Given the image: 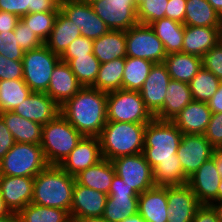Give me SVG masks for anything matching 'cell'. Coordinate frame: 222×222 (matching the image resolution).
<instances>
[{
  "label": "cell",
  "instance_id": "obj_20",
  "mask_svg": "<svg viewBox=\"0 0 222 222\" xmlns=\"http://www.w3.org/2000/svg\"><path fill=\"white\" fill-rule=\"evenodd\" d=\"M70 217H102L108 195L75 182Z\"/></svg>",
  "mask_w": 222,
  "mask_h": 222
},
{
  "label": "cell",
  "instance_id": "obj_23",
  "mask_svg": "<svg viewBox=\"0 0 222 222\" xmlns=\"http://www.w3.org/2000/svg\"><path fill=\"white\" fill-rule=\"evenodd\" d=\"M212 111L205 102L192 101L171 121L183 134H204Z\"/></svg>",
  "mask_w": 222,
  "mask_h": 222
},
{
  "label": "cell",
  "instance_id": "obj_12",
  "mask_svg": "<svg viewBox=\"0 0 222 222\" xmlns=\"http://www.w3.org/2000/svg\"><path fill=\"white\" fill-rule=\"evenodd\" d=\"M60 11L80 29L83 37L95 40L110 30L89 3L81 0H62Z\"/></svg>",
  "mask_w": 222,
  "mask_h": 222
},
{
  "label": "cell",
  "instance_id": "obj_16",
  "mask_svg": "<svg viewBox=\"0 0 222 222\" xmlns=\"http://www.w3.org/2000/svg\"><path fill=\"white\" fill-rule=\"evenodd\" d=\"M168 222H192L201 205L188 184L167 186Z\"/></svg>",
  "mask_w": 222,
  "mask_h": 222
},
{
  "label": "cell",
  "instance_id": "obj_55",
  "mask_svg": "<svg viewBox=\"0 0 222 222\" xmlns=\"http://www.w3.org/2000/svg\"><path fill=\"white\" fill-rule=\"evenodd\" d=\"M109 194H137L132 187L126 185L123 179L118 175H114L111 183Z\"/></svg>",
  "mask_w": 222,
  "mask_h": 222
},
{
  "label": "cell",
  "instance_id": "obj_45",
  "mask_svg": "<svg viewBox=\"0 0 222 222\" xmlns=\"http://www.w3.org/2000/svg\"><path fill=\"white\" fill-rule=\"evenodd\" d=\"M93 41L94 40L90 38L79 36L71 42L65 52L60 56V59L68 62L70 59L77 58L78 56L92 54Z\"/></svg>",
  "mask_w": 222,
  "mask_h": 222
},
{
  "label": "cell",
  "instance_id": "obj_66",
  "mask_svg": "<svg viewBox=\"0 0 222 222\" xmlns=\"http://www.w3.org/2000/svg\"><path fill=\"white\" fill-rule=\"evenodd\" d=\"M81 1L91 4V3H93V2H95L97 0H81Z\"/></svg>",
  "mask_w": 222,
  "mask_h": 222
},
{
  "label": "cell",
  "instance_id": "obj_6",
  "mask_svg": "<svg viewBox=\"0 0 222 222\" xmlns=\"http://www.w3.org/2000/svg\"><path fill=\"white\" fill-rule=\"evenodd\" d=\"M47 166L40 144L16 142L0 160V175L35 177Z\"/></svg>",
  "mask_w": 222,
  "mask_h": 222
},
{
  "label": "cell",
  "instance_id": "obj_7",
  "mask_svg": "<svg viewBox=\"0 0 222 222\" xmlns=\"http://www.w3.org/2000/svg\"><path fill=\"white\" fill-rule=\"evenodd\" d=\"M106 107L107 121L148 123L154 118L139 91L119 89L107 92Z\"/></svg>",
  "mask_w": 222,
  "mask_h": 222
},
{
  "label": "cell",
  "instance_id": "obj_11",
  "mask_svg": "<svg viewBox=\"0 0 222 222\" xmlns=\"http://www.w3.org/2000/svg\"><path fill=\"white\" fill-rule=\"evenodd\" d=\"M91 6L110 30L126 31L138 24L133 0H97Z\"/></svg>",
  "mask_w": 222,
  "mask_h": 222
},
{
  "label": "cell",
  "instance_id": "obj_49",
  "mask_svg": "<svg viewBox=\"0 0 222 222\" xmlns=\"http://www.w3.org/2000/svg\"><path fill=\"white\" fill-rule=\"evenodd\" d=\"M32 0H0V10L13 13L19 18L31 13Z\"/></svg>",
  "mask_w": 222,
  "mask_h": 222
},
{
  "label": "cell",
  "instance_id": "obj_41",
  "mask_svg": "<svg viewBox=\"0 0 222 222\" xmlns=\"http://www.w3.org/2000/svg\"><path fill=\"white\" fill-rule=\"evenodd\" d=\"M57 13H29L20 19L45 43L51 34Z\"/></svg>",
  "mask_w": 222,
  "mask_h": 222
},
{
  "label": "cell",
  "instance_id": "obj_53",
  "mask_svg": "<svg viewBox=\"0 0 222 222\" xmlns=\"http://www.w3.org/2000/svg\"><path fill=\"white\" fill-rule=\"evenodd\" d=\"M192 222H219V220L212 205L201 204L197 208Z\"/></svg>",
  "mask_w": 222,
  "mask_h": 222
},
{
  "label": "cell",
  "instance_id": "obj_65",
  "mask_svg": "<svg viewBox=\"0 0 222 222\" xmlns=\"http://www.w3.org/2000/svg\"><path fill=\"white\" fill-rule=\"evenodd\" d=\"M136 7H138L139 5H141L145 0H133Z\"/></svg>",
  "mask_w": 222,
  "mask_h": 222
},
{
  "label": "cell",
  "instance_id": "obj_29",
  "mask_svg": "<svg viewBox=\"0 0 222 222\" xmlns=\"http://www.w3.org/2000/svg\"><path fill=\"white\" fill-rule=\"evenodd\" d=\"M173 80L188 83L202 68V57L178 52L168 54L163 62Z\"/></svg>",
  "mask_w": 222,
  "mask_h": 222
},
{
  "label": "cell",
  "instance_id": "obj_43",
  "mask_svg": "<svg viewBox=\"0 0 222 222\" xmlns=\"http://www.w3.org/2000/svg\"><path fill=\"white\" fill-rule=\"evenodd\" d=\"M0 54L10 60L22 61L24 51L13 31L0 32Z\"/></svg>",
  "mask_w": 222,
  "mask_h": 222
},
{
  "label": "cell",
  "instance_id": "obj_4",
  "mask_svg": "<svg viewBox=\"0 0 222 222\" xmlns=\"http://www.w3.org/2000/svg\"><path fill=\"white\" fill-rule=\"evenodd\" d=\"M182 135L170 120L153 118L146 124L142 153L152 169L160 162L179 161L176 152Z\"/></svg>",
  "mask_w": 222,
  "mask_h": 222
},
{
  "label": "cell",
  "instance_id": "obj_31",
  "mask_svg": "<svg viewBox=\"0 0 222 222\" xmlns=\"http://www.w3.org/2000/svg\"><path fill=\"white\" fill-rule=\"evenodd\" d=\"M184 26V24L166 17L150 24L156 36L163 43L167 55L182 52Z\"/></svg>",
  "mask_w": 222,
  "mask_h": 222
},
{
  "label": "cell",
  "instance_id": "obj_15",
  "mask_svg": "<svg viewBox=\"0 0 222 222\" xmlns=\"http://www.w3.org/2000/svg\"><path fill=\"white\" fill-rule=\"evenodd\" d=\"M102 159L99 137L83 136L59 166L75 177L81 171L97 164Z\"/></svg>",
  "mask_w": 222,
  "mask_h": 222
},
{
  "label": "cell",
  "instance_id": "obj_18",
  "mask_svg": "<svg viewBox=\"0 0 222 222\" xmlns=\"http://www.w3.org/2000/svg\"><path fill=\"white\" fill-rule=\"evenodd\" d=\"M171 77L163 63L154 64L139 93L146 108L154 116L164 104Z\"/></svg>",
  "mask_w": 222,
  "mask_h": 222
},
{
  "label": "cell",
  "instance_id": "obj_9",
  "mask_svg": "<svg viewBox=\"0 0 222 222\" xmlns=\"http://www.w3.org/2000/svg\"><path fill=\"white\" fill-rule=\"evenodd\" d=\"M127 57L149 60L155 64L163 63L167 54L163 43L150 25L137 24L125 31Z\"/></svg>",
  "mask_w": 222,
  "mask_h": 222
},
{
  "label": "cell",
  "instance_id": "obj_48",
  "mask_svg": "<svg viewBox=\"0 0 222 222\" xmlns=\"http://www.w3.org/2000/svg\"><path fill=\"white\" fill-rule=\"evenodd\" d=\"M23 79L22 61L10 60L0 54V80Z\"/></svg>",
  "mask_w": 222,
  "mask_h": 222
},
{
  "label": "cell",
  "instance_id": "obj_58",
  "mask_svg": "<svg viewBox=\"0 0 222 222\" xmlns=\"http://www.w3.org/2000/svg\"><path fill=\"white\" fill-rule=\"evenodd\" d=\"M69 222H108L103 217H91V218H84V217H70Z\"/></svg>",
  "mask_w": 222,
  "mask_h": 222
},
{
  "label": "cell",
  "instance_id": "obj_54",
  "mask_svg": "<svg viewBox=\"0 0 222 222\" xmlns=\"http://www.w3.org/2000/svg\"><path fill=\"white\" fill-rule=\"evenodd\" d=\"M19 19L20 18L13 13L0 10V32L13 31Z\"/></svg>",
  "mask_w": 222,
  "mask_h": 222
},
{
  "label": "cell",
  "instance_id": "obj_2",
  "mask_svg": "<svg viewBox=\"0 0 222 222\" xmlns=\"http://www.w3.org/2000/svg\"><path fill=\"white\" fill-rule=\"evenodd\" d=\"M75 177L58 165H48L34 177L32 202L70 213Z\"/></svg>",
  "mask_w": 222,
  "mask_h": 222
},
{
  "label": "cell",
  "instance_id": "obj_13",
  "mask_svg": "<svg viewBox=\"0 0 222 222\" xmlns=\"http://www.w3.org/2000/svg\"><path fill=\"white\" fill-rule=\"evenodd\" d=\"M215 148L204 134H183L176 155L184 174L189 178L200 166L213 157Z\"/></svg>",
  "mask_w": 222,
  "mask_h": 222
},
{
  "label": "cell",
  "instance_id": "obj_51",
  "mask_svg": "<svg viewBox=\"0 0 222 222\" xmlns=\"http://www.w3.org/2000/svg\"><path fill=\"white\" fill-rule=\"evenodd\" d=\"M14 137L7 128L3 118L0 116V160L15 144Z\"/></svg>",
  "mask_w": 222,
  "mask_h": 222
},
{
  "label": "cell",
  "instance_id": "obj_59",
  "mask_svg": "<svg viewBox=\"0 0 222 222\" xmlns=\"http://www.w3.org/2000/svg\"><path fill=\"white\" fill-rule=\"evenodd\" d=\"M214 10L222 17V0H207Z\"/></svg>",
  "mask_w": 222,
  "mask_h": 222
},
{
  "label": "cell",
  "instance_id": "obj_28",
  "mask_svg": "<svg viewBox=\"0 0 222 222\" xmlns=\"http://www.w3.org/2000/svg\"><path fill=\"white\" fill-rule=\"evenodd\" d=\"M126 36L123 30H109L93 41V54L103 64L117 58H126Z\"/></svg>",
  "mask_w": 222,
  "mask_h": 222
},
{
  "label": "cell",
  "instance_id": "obj_34",
  "mask_svg": "<svg viewBox=\"0 0 222 222\" xmlns=\"http://www.w3.org/2000/svg\"><path fill=\"white\" fill-rule=\"evenodd\" d=\"M125 60L126 58H117L100 64L96 81L91 87L105 92L122 89Z\"/></svg>",
  "mask_w": 222,
  "mask_h": 222
},
{
  "label": "cell",
  "instance_id": "obj_40",
  "mask_svg": "<svg viewBox=\"0 0 222 222\" xmlns=\"http://www.w3.org/2000/svg\"><path fill=\"white\" fill-rule=\"evenodd\" d=\"M155 186H174L188 184L180 161L160 162L153 169Z\"/></svg>",
  "mask_w": 222,
  "mask_h": 222
},
{
  "label": "cell",
  "instance_id": "obj_8",
  "mask_svg": "<svg viewBox=\"0 0 222 222\" xmlns=\"http://www.w3.org/2000/svg\"><path fill=\"white\" fill-rule=\"evenodd\" d=\"M60 60V56L45 44L25 51L22 59L24 82L33 92H46L52 72Z\"/></svg>",
  "mask_w": 222,
  "mask_h": 222
},
{
  "label": "cell",
  "instance_id": "obj_27",
  "mask_svg": "<svg viewBox=\"0 0 222 222\" xmlns=\"http://www.w3.org/2000/svg\"><path fill=\"white\" fill-rule=\"evenodd\" d=\"M7 128L14 137L15 142L40 144L42 140L43 125L28 120L13 111L1 112Z\"/></svg>",
  "mask_w": 222,
  "mask_h": 222
},
{
  "label": "cell",
  "instance_id": "obj_63",
  "mask_svg": "<svg viewBox=\"0 0 222 222\" xmlns=\"http://www.w3.org/2000/svg\"><path fill=\"white\" fill-rule=\"evenodd\" d=\"M10 213V210L5 205L4 199L0 195V218L5 217Z\"/></svg>",
  "mask_w": 222,
  "mask_h": 222
},
{
  "label": "cell",
  "instance_id": "obj_1",
  "mask_svg": "<svg viewBox=\"0 0 222 222\" xmlns=\"http://www.w3.org/2000/svg\"><path fill=\"white\" fill-rule=\"evenodd\" d=\"M107 92L82 87L60 106V114L83 136L99 137L107 123Z\"/></svg>",
  "mask_w": 222,
  "mask_h": 222
},
{
  "label": "cell",
  "instance_id": "obj_47",
  "mask_svg": "<svg viewBox=\"0 0 222 222\" xmlns=\"http://www.w3.org/2000/svg\"><path fill=\"white\" fill-rule=\"evenodd\" d=\"M204 136L215 149H222V112L212 113Z\"/></svg>",
  "mask_w": 222,
  "mask_h": 222
},
{
  "label": "cell",
  "instance_id": "obj_5",
  "mask_svg": "<svg viewBox=\"0 0 222 222\" xmlns=\"http://www.w3.org/2000/svg\"><path fill=\"white\" fill-rule=\"evenodd\" d=\"M83 135L61 114L42 128L41 148L48 165H60Z\"/></svg>",
  "mask_w": 222,
  "mask_h": 222
},
{
  "label": "cell",
  "instance_id": "obj_22",
  "mask_svg": "<svg viewBox=\"0 0 222 222\" xmlns=\"http://www.w3.org/2000/svg\"><path fill=\"white\" fill-rule=\"evenodd\" d=\"M222 40V27L184 26L182 52L202 57Z\"/></svg>",
  "mask_w": 222,
  "mask_h": 222
},
{
  "label": "cell",
  "instance_id": "obj_39",
  "mask_svg": "<svg viewBox=\"0 0 222 222\" xmlns=\"http://www.w3.org/2000/svg\"><path fill=\"white\" fill-rule=\"evenodd\" d=\"M67 64L83 87H91L96 81L101 63L92 53L70 59Z\"/></svg>",
  "mask_w": 222,
  "mask_h": 222
},
{
  "label": "cell",
  "instance_id": "obj_46",
  "mask_svg": "<svg viewBox=\"0 0 222 222\" xmlns=\"http://www.w3.org/2000/svg\"><path fill=\"white\" fill-rule=\"evenodd\" d=\"M202 67L222 81V40L202 56Z\"/></svg>",
  "mask_w": 222,
  "mask_h": 222
},
{
  "label": "cell",
  "instance_id": "obj_36",
  "mask_svg": "<svg viewBox=\"0 0 222 222\" xmlns=\"http://www.w3.org/2000/svg\"><path fill=\"white\" fill-rule=\"evenodd\" d=\"M32 92L23 79L0 80V113L13 111Z\"/></svg>",
  "mask_w": 222,
  "mask_h": 222
},
{
  "label": "cell",
  "instance_id": "obj_64",
  "mask_svg": "<svg viewBox=\"0 0 222 222\" xmlns=\"http://www.w3.org/2000/svg\"><path fill=\"white\" fill-rule=\"evenodd\" d=\"M217 201H222V178L217 191Z\"/></svg>",
  "mask_w": 222,
  "mask_h": 222
},
{
  "label": "cell",
  "instance_id": "obj_25",
  "mask_svg": "<svg viewBox=\"0 0 222 222\" xmlns=\"http://www.w3.org/2000/svg\"><path fill=\"white\" fill-rule=\"evenodd\" d=\"M193 101L188 83L171 79L168 84L163 107L154 115L155 119L172 120Z\"/></svg>",
  "mask_w": 222,
  "mask_h": 222
},
{
  "label": "cell",
  "instance_id": "obj_17",
  "mask_svg": "<svg viewBox=\"0 0 222 222\" xmlns=\"http://www.w3.org/2000/svg\"><path fill=\"white\" fill-rule=\"evenodd\" d=\"M221 176L213 158L205 161L188 179V185L200 204L217 202V191Z\"/></svg>",
  "mask_w": 222,
  "mask_h": 222
},
{
  "label": "cell",
  "instance_id": "obj_30",
  "mask_svg": "<svg viewBox=\"0 0 222 222\" xmlns=\"http://www.w3.org/2000/svg\"><path fill=\"white\" fill-rule=\"evenodd\" d=\"M81 36L80 29L61 11L57 13L53 29L44 43L53 53L61 56L71 42Z\"/></svg>",
  "mask_w": 222,
  "mask_h": 222
},
{
  "label": "cell",
  "instance_id": "obj_14",
  "mask_svg": "<svg viewBox=\"0 0 222 222\" xmlns=\"http://www.w3.org/2000/svg\"><path fill=\"white\" fill-rule=\"evenodd\" d=\"M34 177L0 175V195L10 212L18 213L32 202Z\"/></svg>",
  "mask_w": 222,
  "mask_h": 222
},
{
  "label": "cell",
  "instance_id": "obj_24",
  "mask_svg": "<svg viewBox=\"0 0 222 222\" xmlns=\"http://www.w3.org/2000/svg\"><path fill=\"white\" fill-rule=\"evenodd\" d=\"M167 186H154L138 196V213L147 222H168Z\"/></svg>",
  "mask_w": 222,
  "mask_h": 222
},
{
  "label": "cell",
  "instance_id": "obj_38",
  "mask_svg": "<svg viewBox=\"0 0 222 222\" xmlns=\"http://www.w3.org/2000/svg\"><path fill=\"white\" fill-rule=\"evenodd\" d=\"M220 82L211 71L202 67L189 82L193 101L207 103L217 92Z\"/></svg>",
  "mask_w": 222,
  "mask_h": 222
},
{
  "label": "cell",
  "instance_id": "obj_21",
  "mask_svg": "<svg viewBox=\"0 0 222 222\" xmlns=\"http://www.w3.org/2000/svg\"><path fill=\"white\" fill-rule=\"evenodd\" d=\"M82 87L67 62L60 60L52 72L49 87L45 93L62 106Z\"/></svg>",
  "mask_w": 222,
  "mask_h": 222
},
{
  "label": "cell",
  "instance_id": "obj_10",
  "mask_svg": "<svg viewBox=\"0 0 222 222\" xmlns=\"http://www.w3.org/2000/svg\"><path fill=\"white\" fill-rule=\"evenodd\" d=\"M112 163L116 175L138 195L155 186L153 169L145 160L143 153L118 157L113 159Z\"/></svg>",
  "mask_w": 222,
  "mask_h": 222
},
{
  "label": "cell",
  "instance_id": "obj_62",
  "mask_svg": "<svg viewBox=\"0 0 222 222\" xmlns=\"http://www.w3.org/2000/svg\"><path fill=\"white\" fill-rule=\"evenodd\" d=\"M121 222H147L139 213L124 218Z\"/></svg>",
  "mask_w": 222,
  "mask_h": 222
},
{
  "label": "cell",
  "instance_id": "obj_56",
  "mask_svg": "<svg viewBox=\"0 0 222 222\" xmlns=\"http://www.w3.org/2000/svg\"><path fill=\"white\" fill-rule=\"evenodd\" d=\"M207 104L210 110L212 111V113L222 112V81L219 84L217 92L207 102Z\"/></svg>",
  "mask_w": 222,
  "mask_h": 222
},
{
  "label": "cell",
  "instance_id": "obj_37",
  "mask_svg": "<svg viewBox=\"0 0 222 222\" xmlns=\"http://www.w3.org/2000/svg\"><path fill=\"white\" fill-rule=\"evenodd\" d=\"M20 222H69L70 213L66 210L28 204L18 213Z\"/></svg>",
  "mask_w": 222,
  "mask_h": 222
},
{
  "label": "cell",
  "instance_id": "obj_61",
  "mask_svg": "<svg viewBox=\"0 0 222 222\" xmlns=\"http://www.w3.org/2000/svg\"><path fill=\"white\" fill-rule=\"evenodd\" d=\"M211 205L217 213L219 222H222V201L213 202Z\"/></svg>",
  "mask_w": 222,
  "mask_h": 222
},
{
  "label": "cell",
  "instance_id": "obj_19",
  "mask_svg": "<svg viewBox=\"0 0 222 222\" xmlns=\"http://www.w3.org/2000/svg\"><path fill=\"white\" fill-rule=\"evenodd\" d=\"M13 112L28 120L45 125L60 114V106L45 92H32L13 109Z\"/></svg>",
  "mask_w": 222,
  "mask_h": 222
},
{
  "label": "cell",
  "instance_id": "obj_60",
  "mask_svg": "<svg viewBox=\"0 0 222 222\" xmlns=\"http://www.w3.org/2000/svg\"><path fill=\"white\" fill-rule=\"evenodd\" d=\"M0 222H20L17 213L11 212L5 217L0 218Z\"/></svg>",
  "mask_w": 222,
  "mask_h": 222
},
{
  "label": "cell",
  "instance_id": "obj_35",
  "mask_svg": "<svg viewBox=\"0 0 222 222\" xmlns=\"http://www.w3.org/2000/svg\"><path fill=\"white\" fill-rule=\"evenodd\" d=\"M155 63L141 58L126 57L122 89L139 91Z\"/></svg>",
  "mask_w": 222,
  "mask_h": 222
},
{
  "label": "cell",
  "instance_id": "obj_50",
  "mask_svg": "<svg viewBox=\"0 0 222 222\" xmlns=\"http://www.w3.org/2000/svg\"><path fill=\"white\" fill-rule=\"evenodd\" d=\"M187 0H169L165 17L184 24Z\"/></svg>",
  "mask_w": 222,
  "mask_h": 222
},
{
  "label": "cell",
  "instance_id": "obj_26",
  "mask_svg": "<svg viewBox=\"0 0 222 222\" xmlns=\"http://www.w3.org/2000/svg\"><path fill=\"white\" fill-rule=\"evenodd\" d=\"M115 174L112 161L103 158L97 164L77 174L75 180L82 186L108 195Z\"/></svg>",
  "mask_w": 222,
  "mask_h": 222
},
{
  "label": "cell",
  "instance_id": "obj_42",
  "mask_svg": "<svg viewBox=\"0 0 222 222\" xmlns=\"http://www.w3.org/2000/svg\"><path fill=\"white\" fill-rule=\"evenodd\" d=\"M169 0H145L137 7V20L139 24L150 25L165 17Z\"/></svg>",
  "mask_w": 222,
  "mask_h": 222
},
{
  "label": "cell",
  "instance_id": "obj_57",
  "mask_svg": "<svg viewBox=\"0 0 222 222\" xmlns=\"http://www.w3.org/2000/svg\"><path fill=\"white\" fill-rule=\"evenodd\" d=\"M212 158L215 160L217 170L222 178V149H215Z\"/></svg>",
  "mask_w": 222,
  "mask_h": 222
},
{
  "label": "cell",
  "instance_id": "obj_33",
  "mask_svg": "<svg viewBox=\"0 0 222 222\" xmlns=\"http://www.w3.org/2000/svg\"><path fill=\"white\" fill-rule=\"evenodd\" d=\"M138 194H108L103 218L108 222H121L138 213Z\"/></svg>",
  "mask_w": 222,
  "mask_h": 222
},
{
  "label": "cell",
  "instance_id": "obj_32",
  "mask_svg": "<svg viewBox=\"0 0 222 222\" xmlns=\"http://www.w3.org/2000/svg\"><path fill=\"white\" fill-rule=\"evenodd\" d=\"M184 25L222 27V17L207 0H187Z\"/></svg>",
  "mask_w": 222,
  "mask_h": 222
},
{
  "label": "cell",
  "instance_id": "obj_3",
  "mask_svg": "<svg viewBox=\"0 0 222 222\" xmlns=\"http://www.w3.org/2000/svg\"><path fill=\"white\" fill-rule=\"evenodd\" d=\"M146 124L107 121L99 135L102 157L112 161L142 153Z\"/></svg>",
  "mask_w": 222,
  "mask_h": 222
},
{
  "label": "cell",
  "instance_id": "obj_52",
  "mask_svg": "<svg viewBox=\"0 0 222 222\" xmlns=\"http://www.w3.org/2000/svg\"><path fill=\"white\" fill-rule=\"evenodd\" d=\"M62 0H32L31 13L59 12Z\"/></svg>",
  "mask_w": 222,
  "mask_h": 222
},
{
  "label": "cell",
  "instance_id": "obj_44",
  "mask_svg": "<svg viewBox=\"0 0 222 222\" xmlns=\"http://www.w3.org/2000/svg\"><path fill=\"white\" fill-rule=\"evenodd\" d=\"M14 34L17 37L18 45L25 51L41 47L44 42L21 19H19Z\"/></svg>",
  "mask_w": 222,
  "mask_h": 222
}]
</instances>
